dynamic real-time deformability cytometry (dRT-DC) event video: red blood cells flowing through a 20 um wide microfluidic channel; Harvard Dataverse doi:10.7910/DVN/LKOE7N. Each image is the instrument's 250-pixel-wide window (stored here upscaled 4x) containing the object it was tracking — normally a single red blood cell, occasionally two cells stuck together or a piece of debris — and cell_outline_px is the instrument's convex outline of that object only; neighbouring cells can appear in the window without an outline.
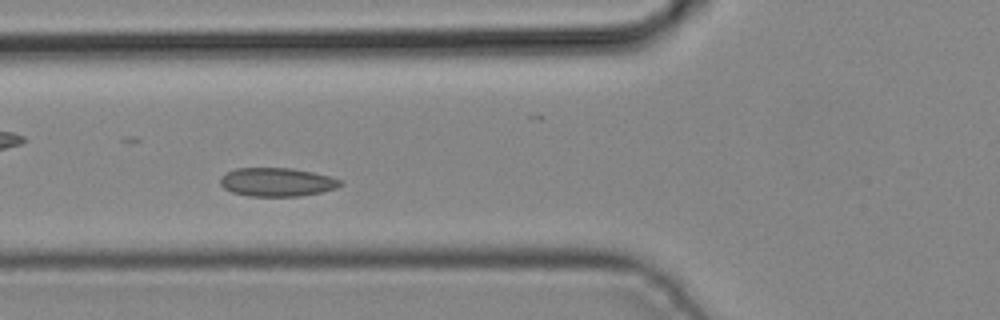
{"species": "common noctule bat (a hibernating species)", "species_latin": "Nyctalus noctula", "temperature_condition": "cold", "stored_images_in_passage": 3, "camera_frame_rate_fps": 3000, "um_per_image_px": 0.085, "animal": {"sex": "male", "body_mass_g": 19.2, "forearm_length_mm": 51.8}, "frame": {"image": 1, "passage_image": 2, "time_ms": 0.333, "image_size_px": [1000, 320], "cell_outline_px": [[344, 184], [336, 188], [320, 192], [300, 196], [248, 196], [232, 192], [224, 188], [220, 184], [220, 176], [236, 168], [292, 168], [332, 176], [344, 180]], "centroid_in_image_um": [23.57, 15.47], "position_along_channel_um": 102.2, "area_um2": 20.17}}
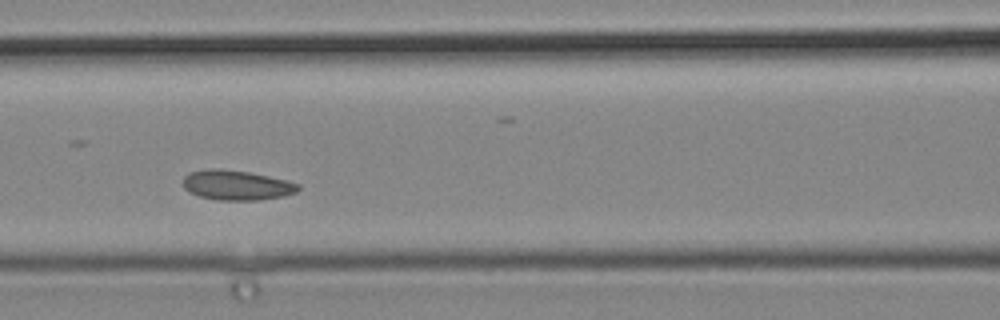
{"frame": {"image": 2, "passage_image": 3, "time_ms": 0.667, "image_size_px": [1000, 320], "cell_outline_px": [[300, 188], [296, 192], [284, 196], [260, 200], [216, 200], [200, 196], [188, 192], [184, 188], [184, 176], [188, 172], [212, 168], [216, 168], [248, 172], [268, 176], [300, 184]], "centroid_in_image_um": [20.1, 15.74], "position_along_channel_um": 146.5, "area_um2": 20.0}}